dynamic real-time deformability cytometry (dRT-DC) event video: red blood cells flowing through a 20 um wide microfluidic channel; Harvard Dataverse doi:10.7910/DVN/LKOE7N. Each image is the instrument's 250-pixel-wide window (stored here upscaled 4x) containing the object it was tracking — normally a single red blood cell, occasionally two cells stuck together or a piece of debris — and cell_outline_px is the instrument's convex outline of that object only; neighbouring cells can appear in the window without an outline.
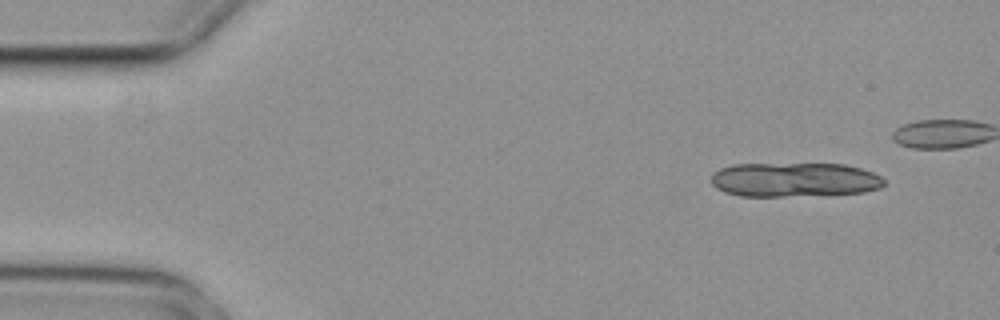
{"species": "common noctule bat (a hibernating species)", "species_latin": "Nyctalus noctula", "temperature_condition": "cold", "stored_images_in_passage": 3, "camera_frame_rate_fps": 3000, "um_per_image_px": 0.085, "animal": {"sex": "female", "body_mass_g": 29.2, "forearm_length_mm": 56.3}, "frame": {"image": 1, "passage_image": 1, "time_ms": 0.0, "image_size_px": [1000, 320], "cell_outline_px": [[884, 184], [880, 188], [864, 192], [780, 196], [740, 196], [724, 192], [716, 188], [712, 184], [712, 172], [720, 168], [732, 164], [844, 164], [860, 168], [872, 172], [880, 176], [884, 180]], "centroid_in_image_um": [67.48, 15.27], "position_along_channel_um": 17.5, "area_um2": 34.45}}